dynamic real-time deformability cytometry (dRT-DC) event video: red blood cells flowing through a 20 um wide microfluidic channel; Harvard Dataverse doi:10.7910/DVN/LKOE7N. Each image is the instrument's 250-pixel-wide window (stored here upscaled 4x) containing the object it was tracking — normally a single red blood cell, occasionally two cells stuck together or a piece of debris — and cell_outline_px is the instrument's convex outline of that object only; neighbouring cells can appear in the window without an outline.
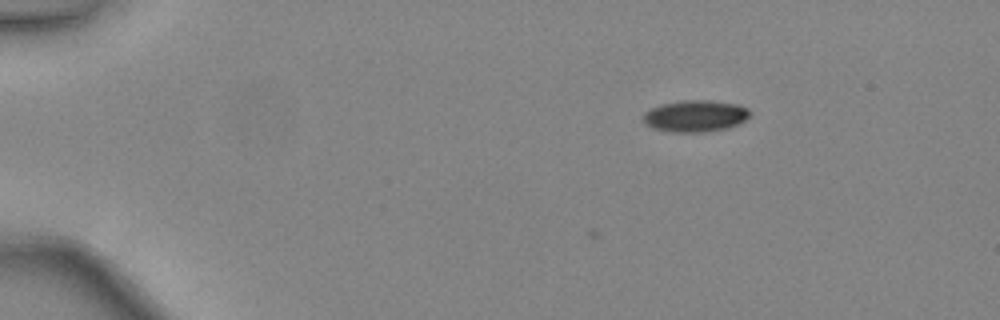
{"species": "common noctule bat (a hibernating species)", "species_latin": "Nyctalus noctula", "temperature_condition": "warm", "stored_images_in_passage": 3, "camera_frame_rate_fps": 3000, "um_per_image_px": 0.085, "animal": {"sex": "female", "body_mass_g": 24.6, "forearm_length_mm": 56.2}, "frame": {"image": 1, "passage_image": 3, "time_ms": 0.667, "image_size_px": [1000, 320], "cell_outline_px": [[752, 112], [740, 124], [728, 128], [704, 132], [668, 132], [652, 128], [644, 124], [644, 112], [660, 104], [684, 100], [712, 100], [736, 104], [748, 108]], "centroid_in_image_um": [59.1, 9.86], "position_along_channel_um": 25.9, "area_um2": 19.88}}